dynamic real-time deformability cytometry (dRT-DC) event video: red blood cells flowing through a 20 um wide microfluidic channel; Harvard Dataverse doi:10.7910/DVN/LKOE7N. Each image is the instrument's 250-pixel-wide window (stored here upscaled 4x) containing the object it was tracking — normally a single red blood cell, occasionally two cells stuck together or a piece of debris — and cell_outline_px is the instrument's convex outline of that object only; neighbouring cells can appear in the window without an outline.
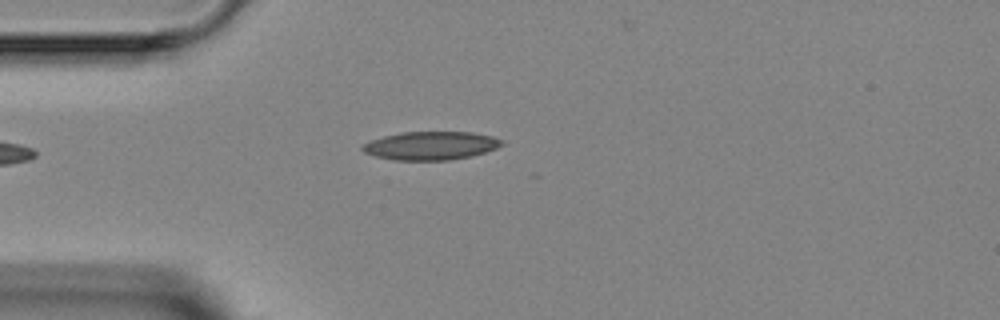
{"species": "Egyptian fruit bat (a non-hibernating species)", "species_latin": "Rousettus aegyptiacus", "temperature_condition": "room temperature", "stored_images_in_passage": 3, "camera_frame_rate_fps": 3000, "um_per_image_px": 0.085, "animal": {"sex": "female"}, "frame": {"image": 1, "passage_image": 2, "time_ms": 1.333, "image_size_px": [1000, 320], "cell_outline_px": [[504, 144], [496, 148], [472, 156], [448, 160], [392, 160], [376, 156], [364, 152], [360, 148], [364, 144], [372, 140], [384, 136], [400, 132], [472, 132], [492, 136], [504, 140]], "centroid_in_image_um": [36.64, 12.38], "position_along_channel_um": 48.4, "area_um2": 23.0}}